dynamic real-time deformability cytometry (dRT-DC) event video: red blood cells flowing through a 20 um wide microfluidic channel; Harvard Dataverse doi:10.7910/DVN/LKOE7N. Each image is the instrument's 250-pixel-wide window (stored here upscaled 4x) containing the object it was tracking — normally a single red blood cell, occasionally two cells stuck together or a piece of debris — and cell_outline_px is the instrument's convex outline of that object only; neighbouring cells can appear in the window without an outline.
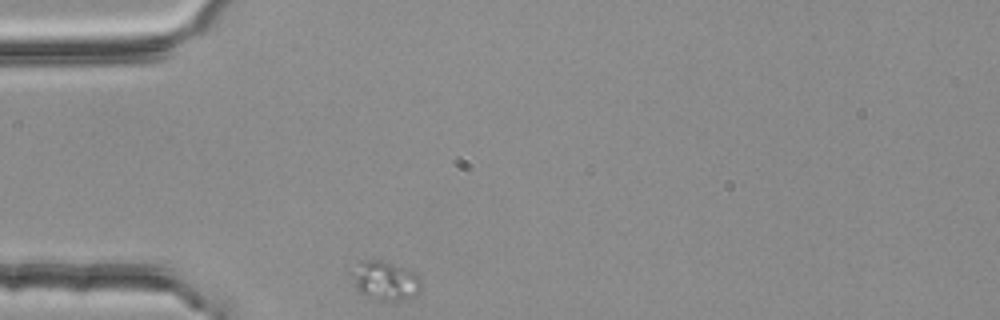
{"species": "common noctule bat (a hibernating species)", "species_latin": "Nyctalus noctula", "temperature_condition": "room temperature", "stored_images_in_passage": 31, "camera_frame_rate_fps": 3000, "um_per_image_px": 0.085, "animal": {"sex": "female", "body_mass_g": 25.1}, "frame": {"image": 1, "passage_image": 1, "time_ms": 0.0, "image_size_px": [1000, 320], "cell_outline_px": [[420, 292], [404, 300], [384, 300], [360, 292], [356, 288], [348, 272], [360, 260], [384, 260], [416, 272], [420, 276]], "centroid_in_image_um": [32.72, 23.8], "position_along_channel_um": 52.3, "area_um2": 15.9}}